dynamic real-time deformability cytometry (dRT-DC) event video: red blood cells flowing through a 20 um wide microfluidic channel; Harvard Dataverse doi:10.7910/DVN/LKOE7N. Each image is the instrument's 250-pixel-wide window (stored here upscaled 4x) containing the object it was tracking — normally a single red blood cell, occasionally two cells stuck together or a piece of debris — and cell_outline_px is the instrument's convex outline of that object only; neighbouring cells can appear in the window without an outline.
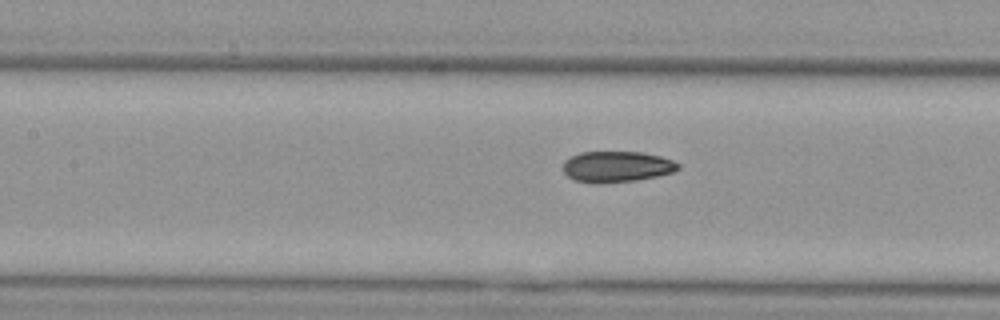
{"species": "Egyptian fruit bat (a non-hibernating species)", "species_latin": "Rousettus aegyptiacus", "temperature_condition": "cold", "stored_images_in_passage": 7, "segment_of_instrument_passage": [2, 2], "camera_frame_rate_fps": 3000, "um_per_image_px": 0.085, "animal": {"sex": "female"}, "frame": {"image": 1, "passage_image": 7, "time_ms": 8.0, "image_size_px": [1000, 320], "cell_outline_px": [[680, 168], [676, 172], [636, 180], [576, 180], [568, 176], [564, 172], [564, 160], [580, 152], [640, 152], [660, 156], [672, 160], [680, 164]], "centroid_in_image_um": [52.5, 14.11], "position_along_channel_um": 154.9, "area_um2": 19.88}}